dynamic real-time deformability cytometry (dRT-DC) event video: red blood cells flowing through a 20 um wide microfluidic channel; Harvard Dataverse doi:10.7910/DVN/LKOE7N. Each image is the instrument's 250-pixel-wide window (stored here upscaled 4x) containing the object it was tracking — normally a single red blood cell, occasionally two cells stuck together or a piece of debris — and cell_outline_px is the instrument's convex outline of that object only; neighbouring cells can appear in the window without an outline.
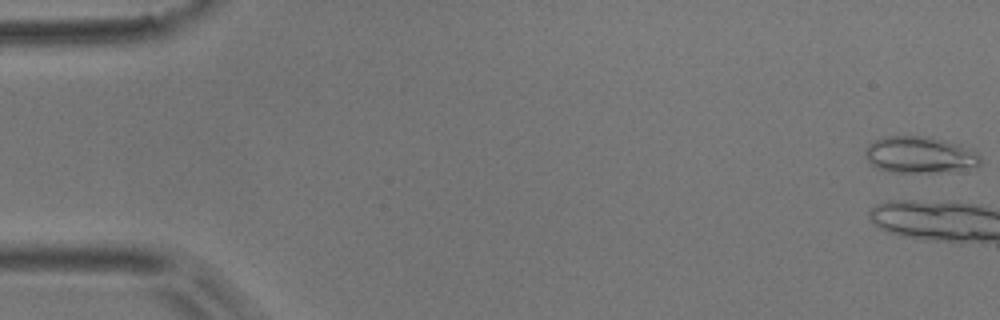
{"species": "common noctule bat (a hibernating species)", "species_latin": "Nyctalus noctula", "temperature_condition": "room temperature", "stored_images_in_passage": 6, "camera_frame_rate_fps": 3000, "um_per_image_px": 0.085, "animal": {"sex": "male", "body_mass_g": 17.9}, "frame": {"image": 1, "passage_image": 1, "time_ms": 0.0, "image_size_px": [1000, 320], "cell_outline_px": [[980, 164], [976, 168], [936, 172], [896, 172], [880, 168], [872, 164], [864, 156], [864, 152], [868, 144], [884, 136], [924, 136], [944, 140], [972, 148], [980, 156]], "centroid_in_image_um": [78.21, 13.15], "position_along_channel_um": 6.8, "area_um2": 24.51}}